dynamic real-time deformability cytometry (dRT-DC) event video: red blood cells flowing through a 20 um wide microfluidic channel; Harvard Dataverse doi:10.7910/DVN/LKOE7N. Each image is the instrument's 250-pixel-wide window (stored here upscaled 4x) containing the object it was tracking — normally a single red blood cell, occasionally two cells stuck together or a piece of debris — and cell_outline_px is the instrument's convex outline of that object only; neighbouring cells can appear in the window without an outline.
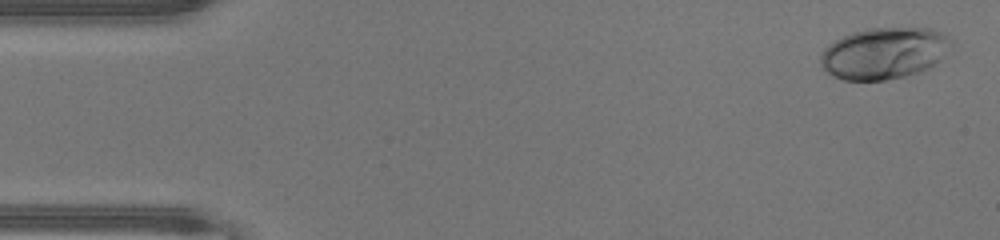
{"species": "human", "species_latin": "Homo sapiens", "temperature_condition": "warm", "stored_images_in_passage": 47, "camera_frame_rate_fps": 3000, "um_per_image_px": 0.085, "donor": {"sex": "male"}, "frame": {"image": 1, "passage_image": 2, "time_ms": 0.333, "image_size_px": [1000, 240], "cell_outline_px": [[952, 40], [940, 60], [936, 64], [928, 68], [908, 76], [884, 80], [844, 80], [832, 76], [820, 64], [820, 56], [824, 48], [828, 44], [852, 32], [868, 28], [932, 28], [948, 36]], "centroid_in_image_um": [75.13, 4.52], "position_along_channel_um": 9.9, "area_um2": 39.19}}
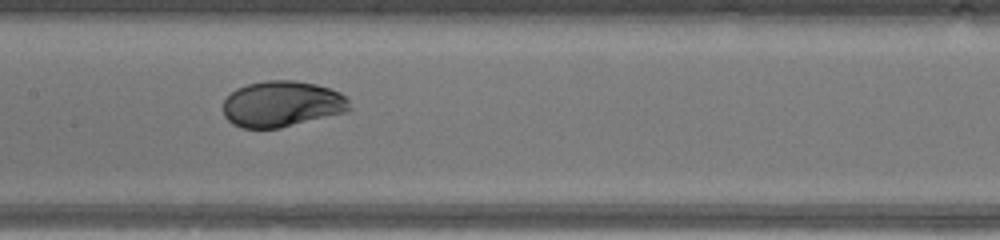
{"frame": {"image": 2, "passage_image": 23, "time_ms": 7.333, "image_size_px": [1000, 240], "cell_outline_px": [[352, 108], [348, 112], [280, 128], [240, 128], [232, 124], [224, 116], [224, 100], [236, 88], [248, 84], [268, 80], [296, 80], [316, 84], [340, 92], [348, 96]], "centroid_in_image_um": [24.01, 8.84], "position_along_channel_um": 183.4, "area_um2": 34.22}}
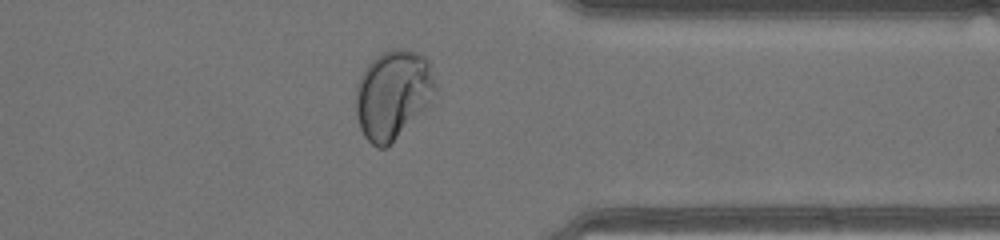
{"frame": {"image": 3, "passage_image": 37, "time_ms": 12.0, "image_size_px": [1000, 240], "cell_outline_px": [[436, 92], [428, 104], [384, 148], [380, 148], [372, 144], [364, 136], [360, 128], [356, 116], [356, 84], [364, 68], [376, 56], [392, 48], [404, 48], [420, 52], [428, 60], [436, 84]], "centroid_in_image_um": [33.38, 7.96], "position_along_channel_um": 378.0, "area_um2": 40.75}, "authors_computed_cell_mechanics": {"area_um2": 35.4892, "velocity_mm_per_s": 4.3588, "shape_relaxation_time_tau1_ms": 3.2129, "shape_relaxation_time_tau2_ms": null, "deformation_change_tau1": 0.1862, "deformation_change_tau2": null}}